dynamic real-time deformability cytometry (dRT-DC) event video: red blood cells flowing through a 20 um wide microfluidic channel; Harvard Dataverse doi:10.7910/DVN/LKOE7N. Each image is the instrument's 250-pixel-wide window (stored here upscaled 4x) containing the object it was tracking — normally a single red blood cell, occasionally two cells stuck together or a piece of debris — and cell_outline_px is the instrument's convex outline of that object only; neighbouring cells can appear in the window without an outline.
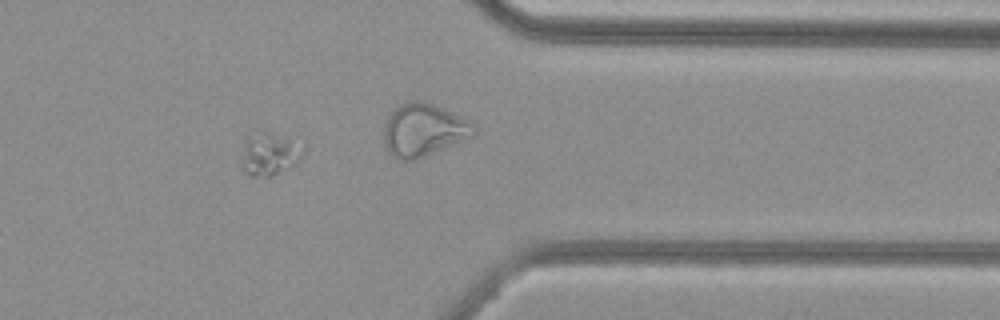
{"species": "common noctule bat (a hibernating species)", "species_latin": "Nyctalus noctula", "temperature_condition": "cold", "stored_images_in_passage": 53, "segment_of_instrument_passage": [1, 2], "camera_frame_rate_fps": 3000, "um_per_image_px": 0.085, "animal": {"sex": "female", "body_mass_g": 29.2, "forearm_length_mm": 56.3}, "frame": {"image": 1, "passage_image": 42, "time_ms": 13.667, "image_size_px": [1000, 320], "cell_outline_px": [[304, 152], [300, 160], [272, 176], [252, 176], [244, 172], [240, 168], [240, 160], [244, 140], [256, 128], [268, 132]], "centroid_in_image_um": [22.7, 13.12], "position_along_channel_um": 388.7, "area_um2": 14.74}}
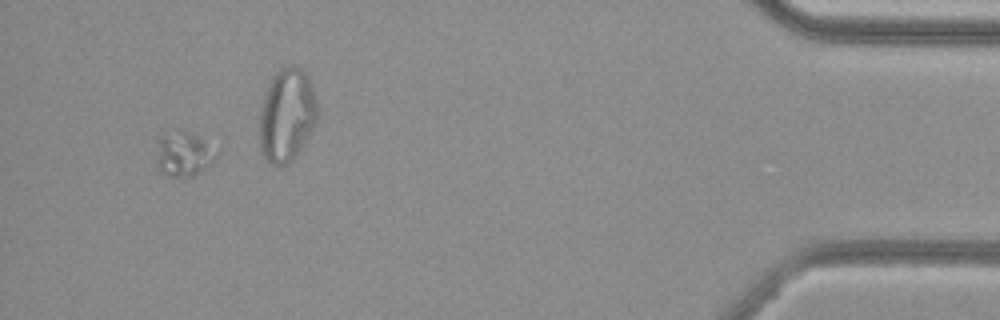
{"frame": {"image": 2, "passage_image": 49, "time_ms": 16.0, "image_size_px": [1000, 320], "cell_outline_px": [[220, 156], [216, 164], [192, 176], [168, 176], [160, 172], [156, 168], [156, 160], [160, 132], [176, 128], [184, 128], [204, 140], [220, 152]], "centroid_in_image_um": [15.65, 13.05], "position_along_channel_um": 419.6, "area_um2": 16.7}}